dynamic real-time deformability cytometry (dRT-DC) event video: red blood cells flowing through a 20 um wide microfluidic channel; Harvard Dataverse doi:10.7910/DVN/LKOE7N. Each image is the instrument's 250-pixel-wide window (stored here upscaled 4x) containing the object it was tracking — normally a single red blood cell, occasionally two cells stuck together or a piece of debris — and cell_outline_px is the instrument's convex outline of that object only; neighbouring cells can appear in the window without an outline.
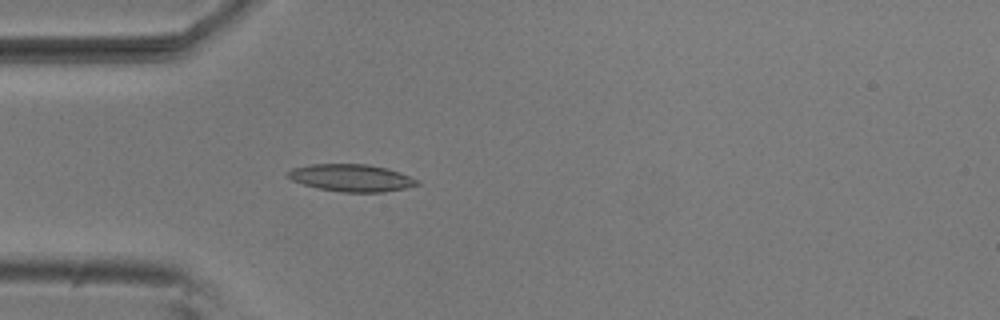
{"species": "common noctule bat (a hibernating species)", "species_latin": "Nyctalus noctula", "temperature_condition": "room temperature", "stored_images_in_passage": 3, "camera_frame_rate_fps": 3000, "um_per_image_px": 0.085, "animal": {"sex": "male", "body_mass_g": 20.5, "forearm_length_mm": 52.5}, "frame": {"image": 1, "passage_image": 3, "time_ms": 0.667, "image_size_px": [1000, 320], "cell_outline_px": [[420, 184], [404, 188], [384, 192], [344, 192], [320, 188], [304, 184], [292, 180], [288, 176], [288, 172], [292, 168], [312, 164], [368, 164], [388, 168], [400, 172], [420, 180]], "centroid_in_image_um": [29.92, 15.11], "position_along_channel_um": 55.1, "area_um2": 20.4}}